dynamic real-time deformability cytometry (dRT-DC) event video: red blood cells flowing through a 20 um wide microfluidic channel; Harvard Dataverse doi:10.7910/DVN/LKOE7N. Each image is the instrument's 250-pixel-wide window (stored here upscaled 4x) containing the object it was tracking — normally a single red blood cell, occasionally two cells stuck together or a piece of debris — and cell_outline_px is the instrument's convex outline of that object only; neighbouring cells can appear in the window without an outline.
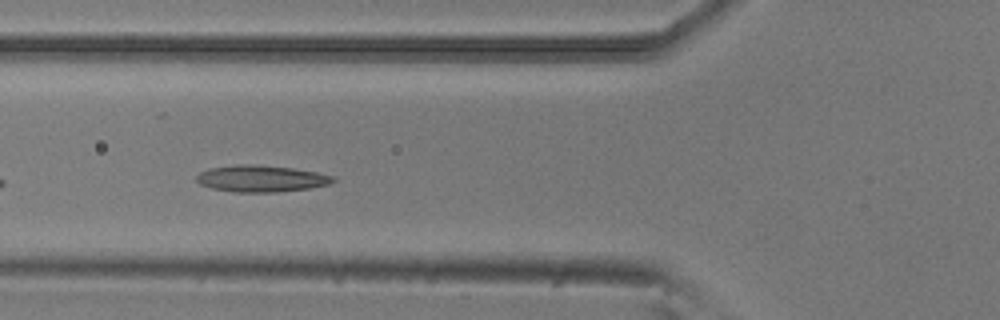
{"species": "common noctule bat (a hibernating species)", "species_latin": "Nyctalus noctula", "temperature_condition": "room temperature", "stored_images_in_passage": 4, "camera_frame_rate_fps": 3000, "um_per_image_px": 0.085, "animal": {"sex": "male", "body_mass_g": 20.5, "forearm_length_mm": 52.5}, "frame": {"image": 1, "passage_image": 2, "time_ms": 0.333, "image_size_px": [1000, 320], "cell_outline_px": [[336, 180], [328, 184], [308, 188], [276, 192], [232, 192], [212, 188], [200, 184], [196, 180], [196, 176], [200, 172], [208, 168], [232, 164], [252, 164], [292, 168], [316, 172], [336, 176]], "centroid_in_image_um": [22.17, 15.17], "position_along_channel_um": 103.6, "area_um2": 21.27}}
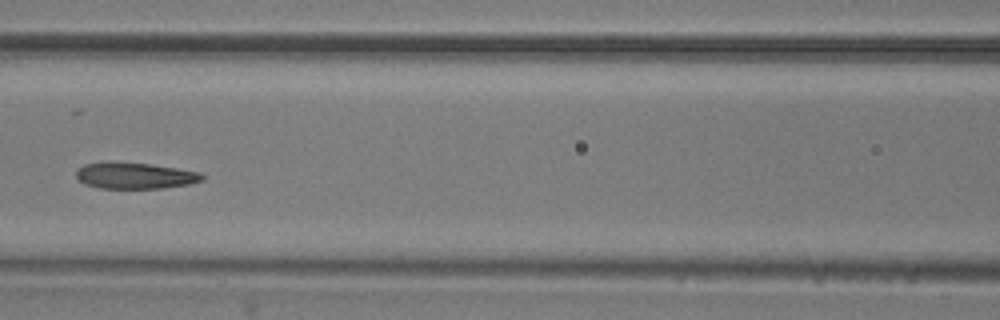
{"frame": {"image": 2, "passage_image": 3, "time_ms": 0.667, "image_size_px": [1000, 320], "cell_outline_px": [[204, 180], [188, 184], [164, 188], [100, 188], [84, 184], [76, 176], [76, 172], [84, 164], [148, 164], [176, 168], [200, 172], [204, 176]], "centroid_in_image_um": [11.53, 14.97], "position_along_channel_um": 155.1, "area_um2": 18.5}}
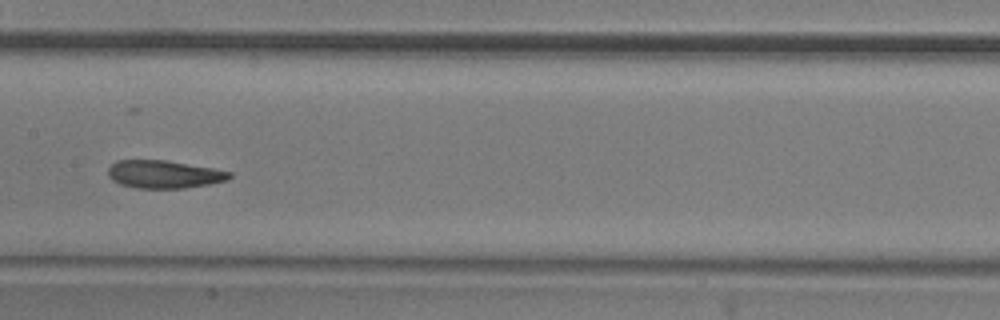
{"frame": {"image": 3, "passage_image": 4, "time_ms": 1.0, "image_size_px": [1000, 320], "cell_outline_px": [[232, 176], [228, 180], [208, 184], [184, 188], [136, 188], [120, 184], [112, 180], [108, 176], [108, 168], [116, 160], [164, 160], [212, 168], [232, 172]], "centroid_in_image_um": [13.92, 14.81], "position_along_channel_um": 193.5, "area_um2": 19.65}}